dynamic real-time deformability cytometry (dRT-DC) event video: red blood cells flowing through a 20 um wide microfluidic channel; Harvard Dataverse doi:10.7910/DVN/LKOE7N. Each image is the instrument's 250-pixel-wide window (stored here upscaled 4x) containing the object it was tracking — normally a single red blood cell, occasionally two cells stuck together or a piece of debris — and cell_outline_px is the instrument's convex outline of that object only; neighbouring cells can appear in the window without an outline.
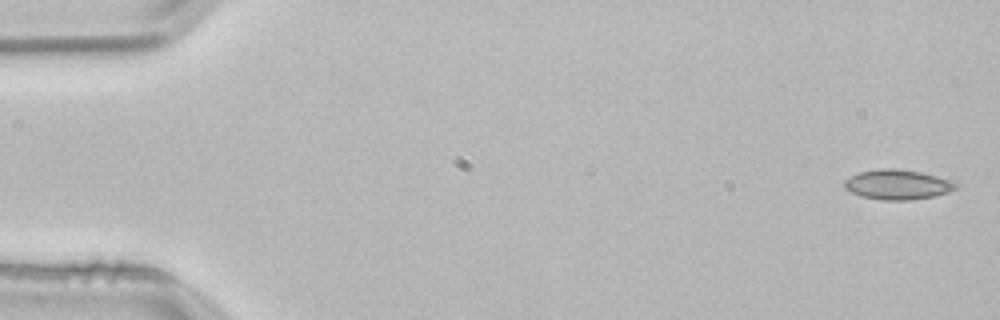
{"species": "common noctule bat (a hibernating species)", "species_latin": "Nyctalus noctula", "temperature_condition": "room temperature", "stored_images_in_passage": 53, "camera_frame_rate_fps": 3000, "um_per_image_px": 0.085, "animal": {"sex": "male", "body_mass_g": 21.5, "forearm_length_mm": 52.0}, "frame": {"image": 1, "passage_image": 1, "time_ms": 0.0, "image_size_px": [1000, 320], "cell_outline_px": [[956, 188], [948, 192], [932, 196], [908, 200], [884, 200], [864, 196], [852, 192], [844, 188], [844, 180], [860, 172], [876, 168], [896, 168], [920, 172], [936, 176], [948, 180], [956, 184]], "centroid_in_image_um": [76.25, 15.67], "position_along_channel_um": 8.7, "area_um2": 19.02}}
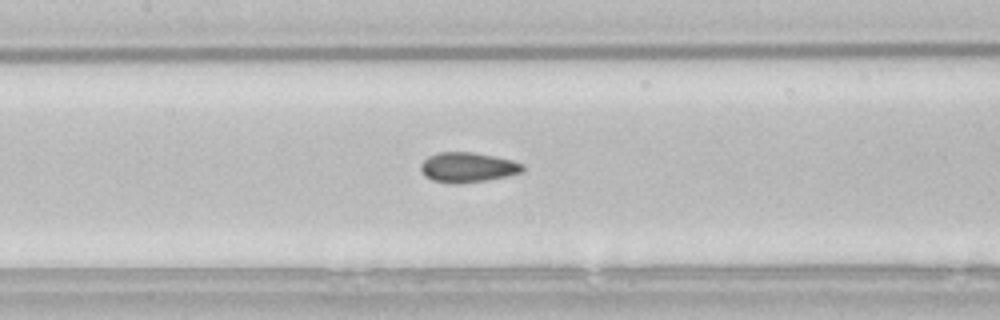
{"frame": {"image": 2, "passage_image": 24, "time_ms": 7.667, "image_size_px": [1000, 320], "cell_outline_px": [[524, 172], [484, 180], [460, 184], [452, 184], [432, 180], [424, 176], [420, 168], [420, 164], [428, 156], [436, 152], [472, 152], [512, 160], [524, 164]], "centroid_in_image_um": [39.72, 14.22], "position_along_channel_um": 167.7, "area_um2": 17.8}}
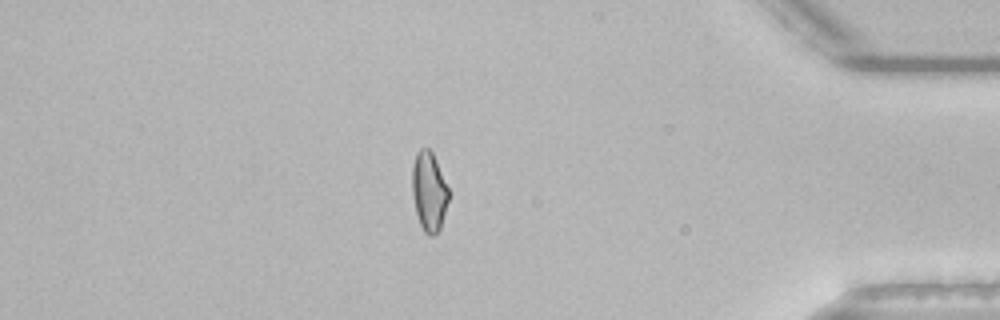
{"frame": {"image": 3, "passage_image": 45, "time_ms": 14.667, "image_size_px": [1000, 320], "cell_outline_px": [[448, 200], [440, 228], [432, 236], [428, 236], [424, 232], [420, 224], [416, 212], [412, 196], [412, 168], [416, 152], [420, 148], [428, 148], [432, 152], [436, 160], [448, 188]], "centroid_in_image_um": [36.44, 16.26], "position_along_channel_um": 398.8, "area_um2": 16.7}, "authors_computed_cell_mechanics": {"area_um2": 17.5134, "velocity_mm_per_s": 3.8395, "shape_relaxation_time_tau1_ms": null, "shape_relaxation_time_tau2_ms": 1.4562, "deformation_change_tau1": null, "deformation_change_tau2": 0.056}}